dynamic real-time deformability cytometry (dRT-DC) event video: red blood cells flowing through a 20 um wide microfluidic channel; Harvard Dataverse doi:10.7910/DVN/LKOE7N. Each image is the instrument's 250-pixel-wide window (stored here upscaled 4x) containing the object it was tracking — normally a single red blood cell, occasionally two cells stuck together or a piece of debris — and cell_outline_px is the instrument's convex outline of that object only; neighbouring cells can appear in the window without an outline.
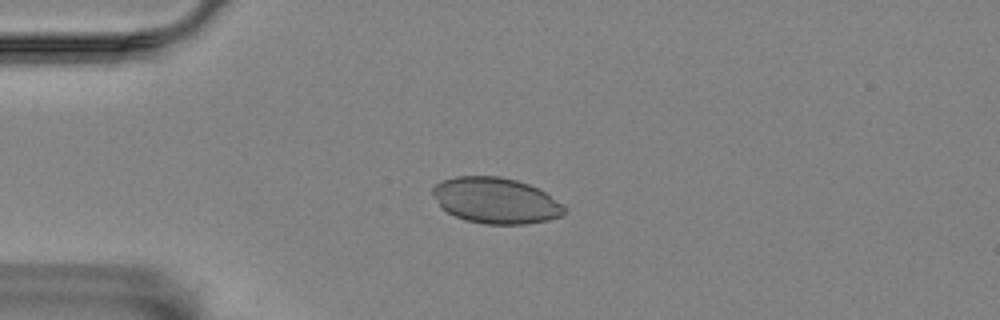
{"species": "Egyptian fruit bat (a non-hibernating species)", "species_latin": "Rousettus aegyptiacus", "temperature_condition": "room temperature", "stored_images_in_passage": 4, "camera_frame_rate_fps": 3000, "um_per_image_px": 0.085, "animal": {"sex": "female"}, "frame": {"image": 1, "passage_image": 3, "time_ms": 2.333, "image_size_px": [1000, 320], "cell_outline_px": [[568, 212], [564, 216], [548, 220], [528, 224], [484, 224], [464, 220], [440, 208], [432, 192], [432, 188], [436, 184], [444, 180], [456, 176], [500, 176], [516, 180], [528, 184], [544, 192], [560, 204]], "centroid_in_image_um": [42.13, 17.06], "position_along_channel_um": 42.9, "area_um2": 35.14}}